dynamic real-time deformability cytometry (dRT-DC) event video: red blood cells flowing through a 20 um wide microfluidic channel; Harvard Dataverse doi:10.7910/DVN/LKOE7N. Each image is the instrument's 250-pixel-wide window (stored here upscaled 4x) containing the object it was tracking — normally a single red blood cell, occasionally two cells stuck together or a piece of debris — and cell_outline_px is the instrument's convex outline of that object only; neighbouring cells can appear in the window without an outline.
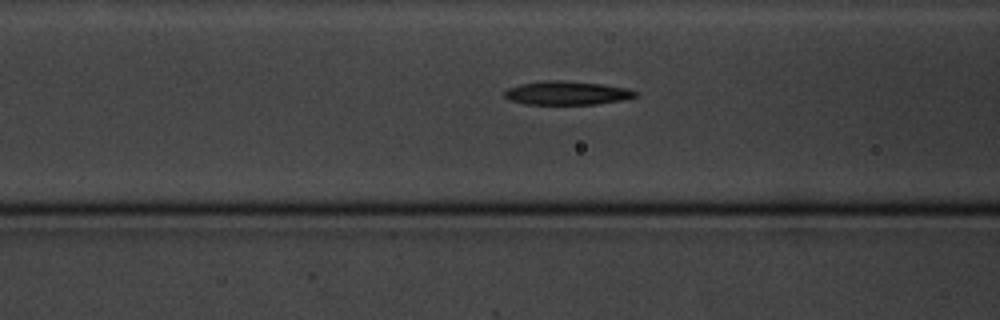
{"species": "common noctule bat (a hibernating species)", "species_latin": "Nyctalus noctula", "temperature_condition": "cold", "stored_images_in_passage": 8, "segment_of_instrument_passage": [2, 2], "camera_frame_rate_fps": 3000, "um_per_image_px": 0.085, "animal": {"sex": "male", "body_mass_g": 20.1, "forearm_length_mm": 53.5}, "frame": {"image": 1, "passage_image": 8, "time_ms": 9.667, "image_size_px": [1000, 320], "cell_outline_px": [[640, 96], [620, 100], [596, 104], [524, 104], [508, 100], [504, 96], [504, 92], [508, 88], [520, 84], [548, 80], [560, 80], [604, 84], [624, 88], [640, 92]], "centroid_in_image_um": [48.19, 7.9], "position_along_channel_um": 118.4, "area_um2": 18.09}}